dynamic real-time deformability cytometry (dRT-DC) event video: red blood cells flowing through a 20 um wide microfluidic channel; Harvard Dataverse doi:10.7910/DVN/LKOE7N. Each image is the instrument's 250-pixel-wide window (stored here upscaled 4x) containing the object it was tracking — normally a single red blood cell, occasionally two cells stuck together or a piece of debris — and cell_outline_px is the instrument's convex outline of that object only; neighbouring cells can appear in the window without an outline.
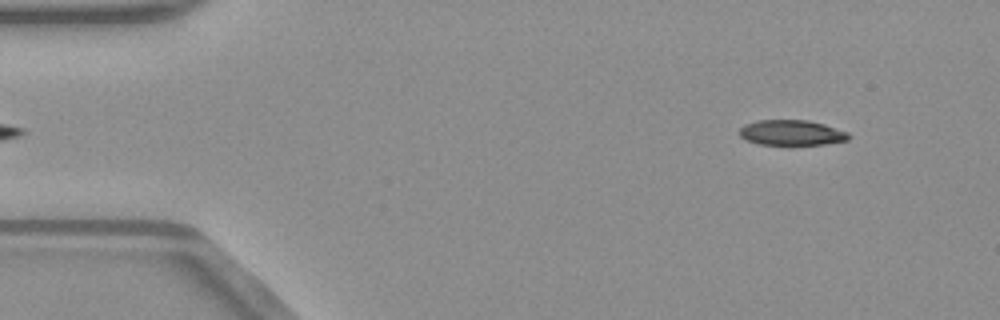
{"species": "common noctule bat (a hibernating species)", "species_latin": "Nyctalus noctula", "temperature_condition": "warm", "stored_images_in_passage": 48, "camera_frame_rate_fps": 3000, "um_per_image_px": 0.085, "animal": {"sex": "male", "body_mass_g": 23.1, "forearm_length_mm": 52.7}, "frame": {"image": 1, "passage_image": 2, "time_ms": 0.333, "image_size_px": [1000, 320], "cell_outline_px": [[852, 136], [848, 140], [824, 144], [760, 144], [744, 140], [740, 136], [740, 128], [744, 124], [756, 120], [808, 120], [824, 124], [848, 132]], "centroid_in_image_um": [67.28, 11.27], "position_along_channel_um": 17.7, "area_um2": 16.13}}
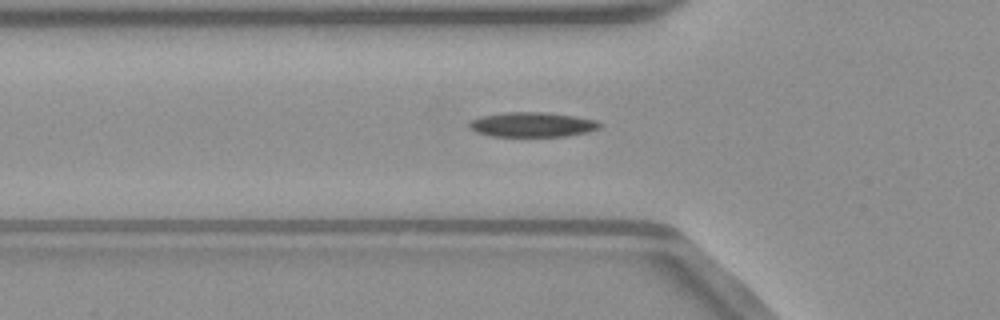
{"frame": {"image": 2, "passage_image": 14, "time_ms": 4.333, "image_size_px": [1000, 320], "cell_outline_px": [[604, 124], [600, 128], [588, 132], [564, 136], [492, 136], [476, 132], [468, 128], [468, 124], [472, 120], [480, 116], [504, 112], [544, 112], [576, 116], [596, 120]], "centroid_in_image_um": [45.25, 10.58], "position_along_channel_um": 80.5, "area_um2": 18.96}}
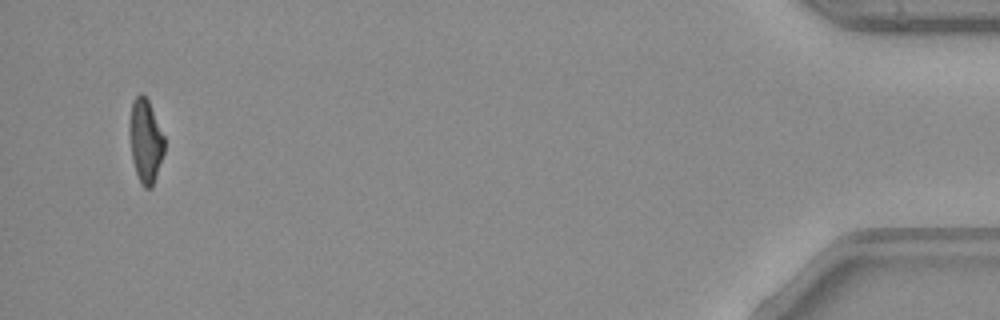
{"frame": {"image": 3, "passage_image": 46, "time_ms": 15.0, "image_size_px": [1000, 320], "cell_outline_px": [[164, 152], [152, 188], [144, 188], [140, 184], [132, 160], [128, 132], [128, 128], [132, 100], [140, 92], [148, 100], [164, 136]], "centroid_in_image_um": [12.34, 11.98], "position_along_channel_um": 422.9, "area_um2": 17.11}, "authors_computed_cell_mechanics": {"area_um2": 18.207, "velocity_mm_per_s": 4.0286, "shape_relaxation_time_tau1_ms": 6.9779, "shape_relaxation_time_tau2_ms": null, "deformation_change_tau1": 0.1909, "deformation_change_tau2": null}}